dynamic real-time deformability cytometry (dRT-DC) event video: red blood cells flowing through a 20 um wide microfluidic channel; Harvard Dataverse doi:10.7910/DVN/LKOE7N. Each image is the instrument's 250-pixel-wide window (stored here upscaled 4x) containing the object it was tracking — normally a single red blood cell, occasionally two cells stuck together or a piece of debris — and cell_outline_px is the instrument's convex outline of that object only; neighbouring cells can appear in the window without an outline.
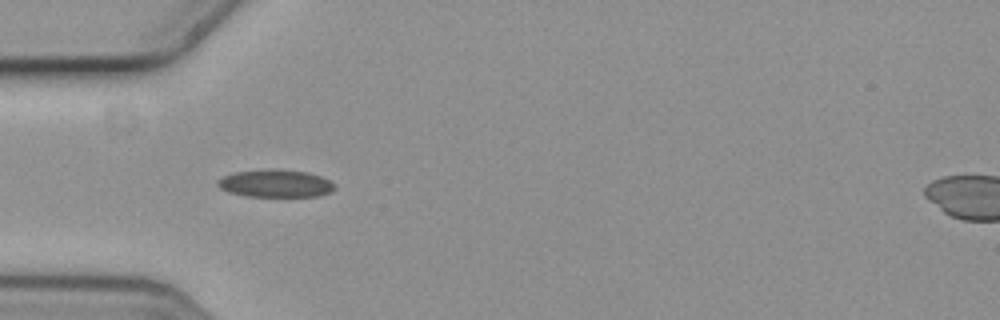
{"species": "common noctule bat (a hibernating species)", "species_latin": "Nyctalus noctula", "temperature_condition": "cold", "stored_images_in_passage": 7, "camera_frame_rate_fps": 3000, "um_per_image_px": 0.085, "animal": {"sex": "female", "body_mass_g": 19.3, "forearm_length_mm": 54.1}, "frame": {"image": 1, "passage_image": 5, "time_ms": 1.333, "image_size_px": [1000, 320], "cell_outline_px": [[336, 188], [332, 192], [320, 196], [244, 196], [228, 192], [220, 188], [216, 184], [216, 180], [232, 172], [268, 168], [276, 168], [308, 172], [320, 176], [336, 184]], "centroid_in_image_um": [23.41, 15.58], "position_along_channel_um": 61.6, "area_um2": 19.25}}
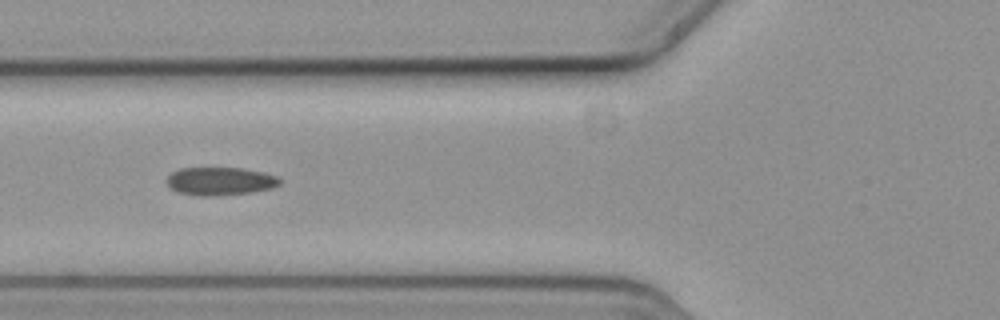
{"frame": {"image": 2, "passage_image": 6, "time_ms": 1.667, "image_size_px": [1000, 320], "cell_outline_px": [[280, 184], [272, 188], [252, 192], [212, 196], [200, 196], [176, 192], [164, 180], [172, 172], [180, 168], [244, 168], [264, 172], [276, 176], [280, 180]], "centroid_in_image_um": [18.69, 15.4], "position_along_channel_um": 107.1, "area_um2": 18.55}}
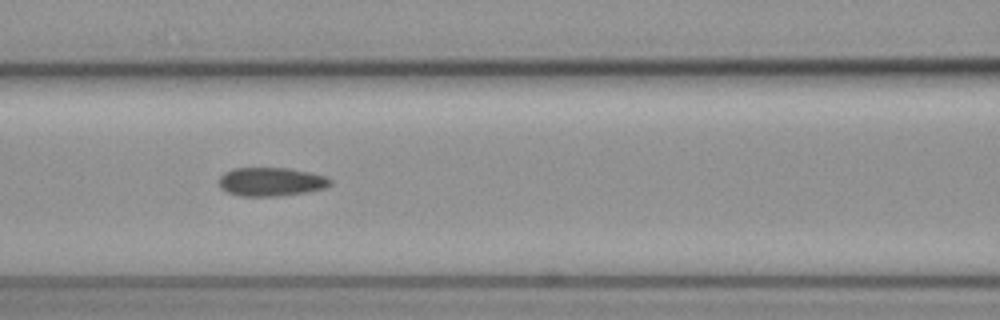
{"frame": {"image": 3, "passage_image": 7, "time_ms": 2.0, "image_size_px": [1000, 320], "cell_outline_px": [[332, 184], [324, 188], [308, 192], [280, 196], [240, 196], [228, 192], [220, 188], [220, 176], [224, 172], [232, 168], [288, 168], [308, 172], [324, 176], [332, 180]], "centroid_in_image_um": [23.04, 15.45], "position_along_channel_um": 143.6, "area_um2": 18.61}}